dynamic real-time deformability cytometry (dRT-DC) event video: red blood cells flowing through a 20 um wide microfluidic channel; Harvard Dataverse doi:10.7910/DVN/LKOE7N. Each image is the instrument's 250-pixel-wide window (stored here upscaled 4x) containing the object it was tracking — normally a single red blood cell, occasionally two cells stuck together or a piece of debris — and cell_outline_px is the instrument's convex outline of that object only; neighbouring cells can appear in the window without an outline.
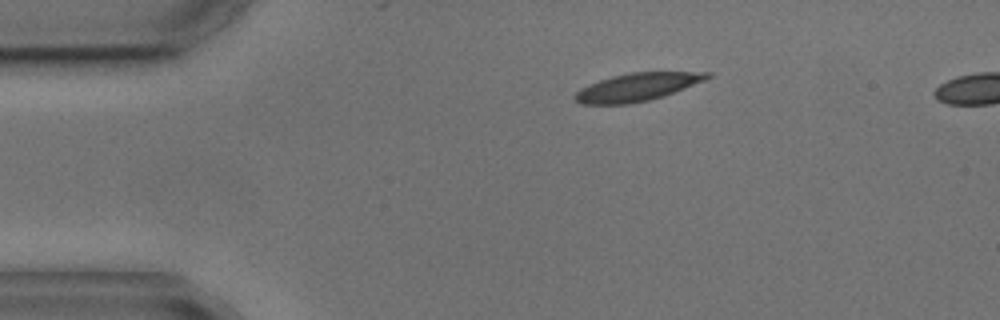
{"species": "common noctule bat (a hibernating species)", "species_latin": "Nyctalus noctula", "temperature_condition": "cold", "stored_images_in_passage": 3, "camera_frame_rate_fps": 3000, "um_per_image_px": 0.085, "animal": {"sex": "male", "body_mass_g": 17.9, "forearm_length_mm": 54.2}, "frame": {"image": 1, "passage_image": 1, "time_ms": 0.0, "image_size_px": [1000, 320], "cell_outline_px": [[712, 76], [704, 80], [664, 96], [648, 100], [628, 104], [580, 104], [572, 96], [580, 88], [588, 84], [612, 76], [628, 72], [712, 72]], "centroid_in_image_um": [54.12, 7.4], "position_along_channel_um": 30.9, "area_um2": 21.44}}